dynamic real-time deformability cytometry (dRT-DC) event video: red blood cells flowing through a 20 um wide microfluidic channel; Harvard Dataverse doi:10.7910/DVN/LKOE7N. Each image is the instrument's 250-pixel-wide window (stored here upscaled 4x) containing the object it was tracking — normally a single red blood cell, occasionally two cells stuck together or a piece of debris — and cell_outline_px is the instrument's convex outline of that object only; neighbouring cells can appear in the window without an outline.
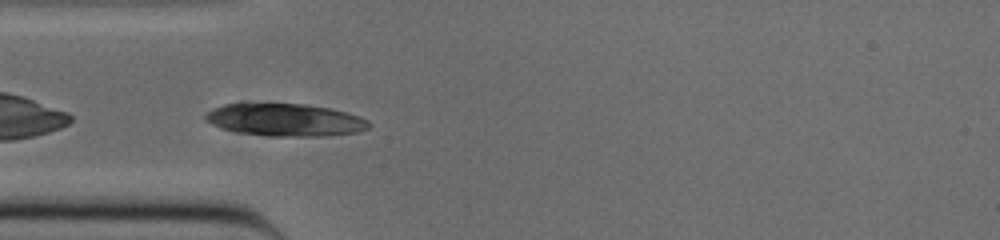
{"species": "common noctule bat (a hibernating species)", "species_latin": "Nyctalus noctula", "temperature_condition": "cold", "stored_images_in_passage": 35, "camera_frame_rate_fps": 3000, "um_per_image_px": 0.085, "animal": {"sex": "male", "body_mass_g": 20.0, "forearm_length_mm": 53.3}, "frame": {"image": 1, "passage_image": 1, "time_ms": 0.0, "image_size_px": [1000, 240], "cell_outline_px": [[372, 124], [368, 128], [356, 132], [328, 136], [268, 136], [236, 132], [220, 128], [204, 120], [204, 112], [212, 108], [224, 104], [304, 104], [328, 108], [360, 116], [368, 120]], "centroid_in_image_um": [24.2, 10.2], "position_along_channel_um": 60.8, "area_um2": 31.04}}
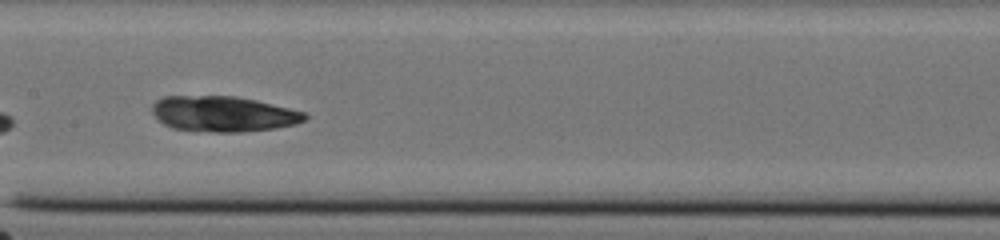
{"frame": {"image": 2, "passage_image": 11, "time_ms": 3.333, "image_size_px": [1000, 240], "cell_outline_px": [[308, 116], [304, 120], [296, 124], [276, 128], [240, 132], [216, 132], [172, 128], [164, 124], [152, 112], [152, 104], [156, 100], [164, 96], [236, 96], [256, 100], [308, 112]], "centroid_in_image_um": [19.01, 9.67], "position_along_channel_um": 188.4, "area_um2": 31.67}}
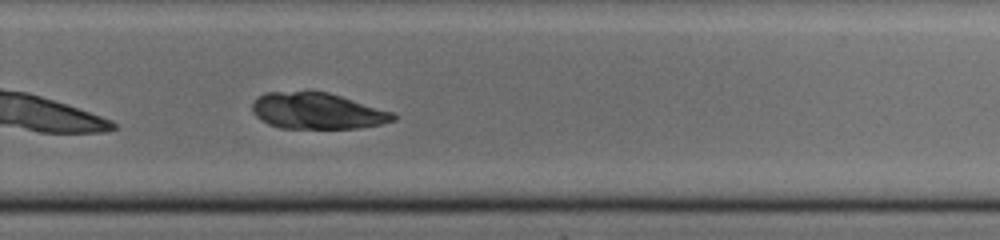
{"frame": {"image": 3, "passage_image": 20, "time_ms": 6.333, "image_size_px": [1000, 240], "cell_outline_px": [[396, 120], [380, 124], [360, 128], [280, 128], [268, 124], [260, 120], [252, 112], [252, 104], [256, 96], [264, 92], [328, 92], [392, 112], [396, 116]], "centroid_in_image_um": [26.91, 9.44], "position_along_channel_um": 302.9, "area_um2": 29.65}}